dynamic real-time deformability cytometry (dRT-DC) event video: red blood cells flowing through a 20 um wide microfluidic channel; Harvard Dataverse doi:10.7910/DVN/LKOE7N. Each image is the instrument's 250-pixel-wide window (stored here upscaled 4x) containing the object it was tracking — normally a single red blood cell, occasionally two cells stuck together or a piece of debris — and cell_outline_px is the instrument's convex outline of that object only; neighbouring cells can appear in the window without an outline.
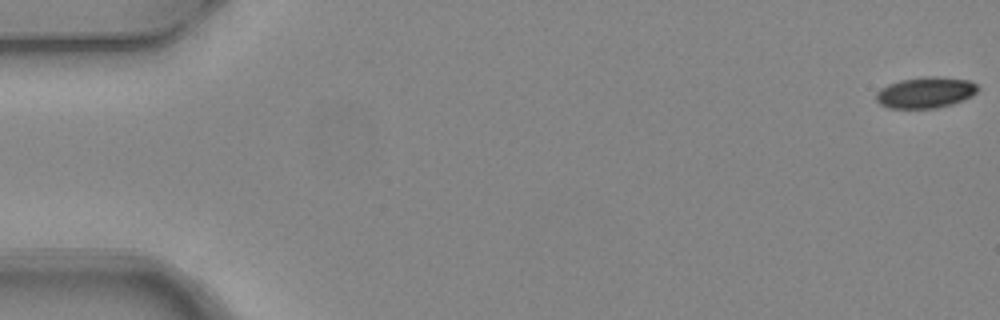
{"species": "common noctule bat (a hibernating species)", "species_latin": "Nyctalus noctula", "temperature_condition": "warm", "stored_images_in_passage": 5, "camera_frame_rate_fps": 3000, "um_per_image_px": 0.085, "animal": {"sex": "female", "body_mass_g": 24.6, "forearm_length_mm": 56.2}, "frame": {"image": 1, "passage_image": 1, "time_ms": 0.0, "image_size_px": [1000, 320], "cell_outline_px": [[980, 88], [972, 96], [964, 100], [952, 104], [936, 108], [888, 108], [880, 104], [876, 100], [876, 92], [880, 88], [888, 84], [900, 80], [924, 76], [936, 76], [972, 80]], "centroid_in_image_um": [78.69, 7.85], "position_along_channel_um": 6.3, "area_um2": 18.67}}
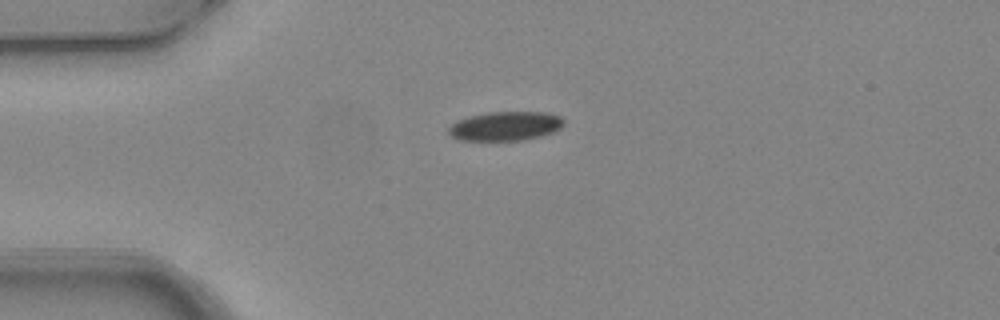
{"frame": {"image": 2, "passage_image": 4, "time_ms": 1.0, "image_size_px": [1000, 320], "cell_outline_px": [[564, 124], [560, 128], [552, 132], [540, 136], [520, 140], [460, 140], [448, 136], [448, 128], [456, 120], [468, 116], [488, 112], [548, 112], [560, 116], [564, 120]], "centroid_in_image_um": [42.92, 10.71], "position_along_channel_um": 42.1, "area_um2": 19.65}}